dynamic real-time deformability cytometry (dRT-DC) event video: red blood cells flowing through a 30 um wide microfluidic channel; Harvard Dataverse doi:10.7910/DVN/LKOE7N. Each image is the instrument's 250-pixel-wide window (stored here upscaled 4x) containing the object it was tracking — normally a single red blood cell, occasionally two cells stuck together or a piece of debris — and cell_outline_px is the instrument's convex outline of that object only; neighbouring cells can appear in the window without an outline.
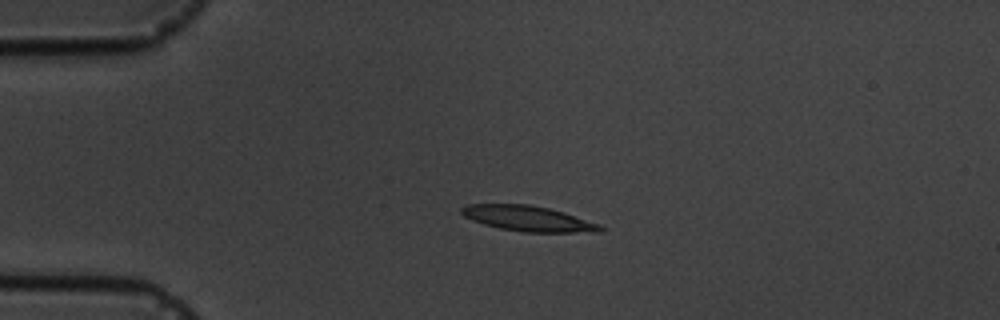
{"species": "common noctule bat (a hibernating species)", "species_latin": "Nyctalus noctula", "temperature_condition": "cold", "stored_images_in_passage": 4, "camera_frame_rate_fps": 3000, "um_per_image_px": 0.085, "animal": {"sex": "male", "body_mass_g": 19.5, "forearm_length_mm": 54.6}, "frame": {"image": 1, "passage_image": 3, "time_ms": 3.0, "image_size_px": [1000, 320], "cell_outline_px": [[604, 228], [600, 232], [524, 232], [500, 228], [484, 224], [472, 220], [464, 216], [460, 212], [460, 208], [468, 204], [528, 204], [548, 208], [564, 212], [600, 224]], "centroid_in_image_um": [44.89, 18.57], "position_along_channel_um": 40.1, "area_um2": 20.46}}